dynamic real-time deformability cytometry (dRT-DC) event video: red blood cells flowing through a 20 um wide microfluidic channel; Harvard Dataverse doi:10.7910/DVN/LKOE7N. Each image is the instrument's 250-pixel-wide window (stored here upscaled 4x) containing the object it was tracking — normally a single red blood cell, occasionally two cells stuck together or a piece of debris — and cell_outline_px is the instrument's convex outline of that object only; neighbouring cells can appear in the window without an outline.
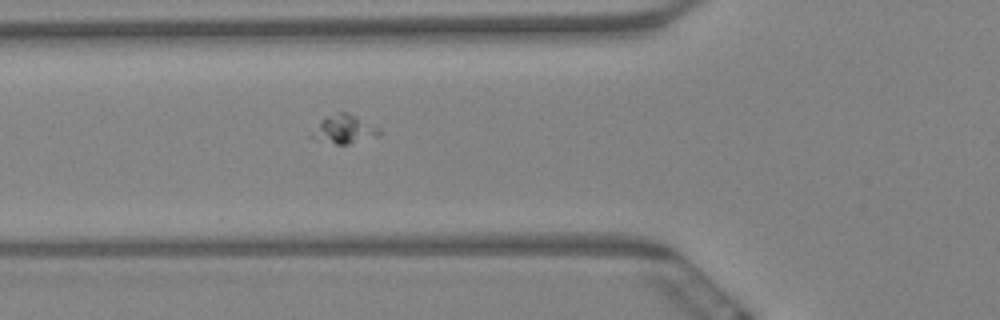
{"species": "Egyptian fruit bat (a non-hibernating species)", "species_latin": "Rousettus aegyptiacus", "temperature_condition": "warm", "stored_images_in_passage": 4, "camera_frame_rate_fps": 3000, "um_per_image_px": 0.085, "animal": {"sex": "female"}, "frame": {"image": 1, "passage_image": 4, "time_ms": 1.0, "image_size_px": [1000, 320], "cell_outline_px": [[380, 136], [348, 144], [336, 144], [308, 136], [324, 116], [340, 112], [348, 112], [380, 128]], "centroid_in_image_um": [29.26, 10.98], "position_along_channel_um": 96.5, "area_um2": 11.21}}